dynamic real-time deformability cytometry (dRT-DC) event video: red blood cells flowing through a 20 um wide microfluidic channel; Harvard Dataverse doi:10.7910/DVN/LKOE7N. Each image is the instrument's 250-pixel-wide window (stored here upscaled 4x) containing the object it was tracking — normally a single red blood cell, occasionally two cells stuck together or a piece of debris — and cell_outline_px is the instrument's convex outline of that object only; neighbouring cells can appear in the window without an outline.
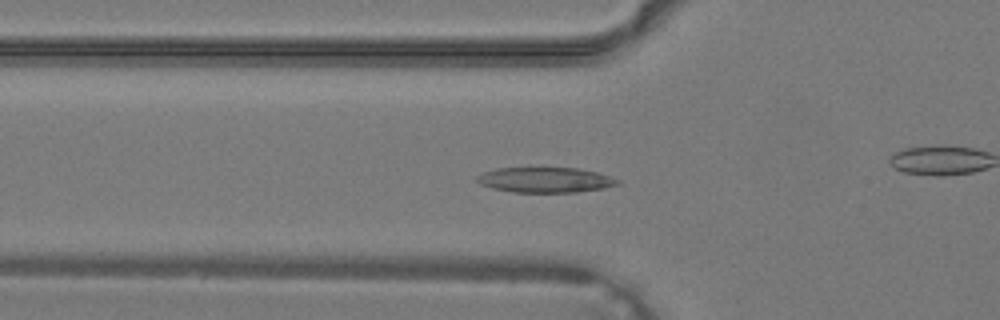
{"species": "common noctule bat (a hibernating species)", "species_latin": "Nyctalus noctula", "temperature_condition": "warm", "stored_images_in_passage": 40, "camera_frame_rate_fps": 3000, "um_per_image_px": 0.085, "animal": {"sex": "male", "body_mass_g": 19.2, "forearm_length_mm": 51.8}, "frame": {"image": 1, "passage_image": 14, "time_ms": 4.333, "image_size_px": [1000, 320], "cell_outline_px": [[620, 184], [604, 188], [576, 192], [512, 192], [492, 188], [480, 184], [476, 180], [476, 176], [484, 172], [496, 168], [576, 168], [596, 172], [620, 180]], "centroid_in_image_um": [46.33, 15.29], "position_along_channel_um": 79.5, "area_um2": 20.58}}
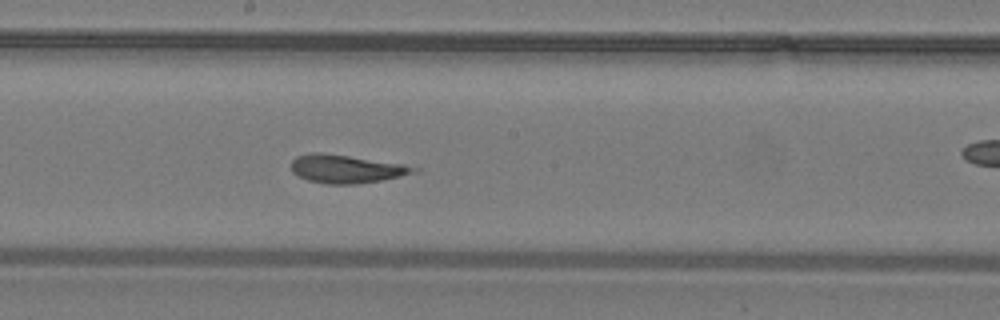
{"frame": {"image": 2, "passage_image": 22, "time_ms": 7.0, "image_size_px": [1000, 320], "cell_outline_px": [[420, 172], [380, 180], [356, 184], [324, 184], [308, 180], [292, 172], [292, 160], [296, 156], [312, 152], [320, 152], [404, 164], [420, 168]], "centroid_in_image_um": [29.45, 14.35], "position_along_channel_um": 218.8, "area_um2": 20.11}}
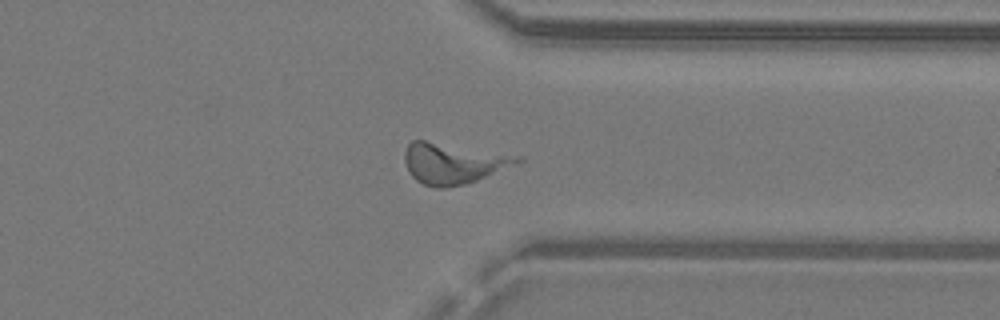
{"frame": {"image": 3, "passage_image": 31, "time_ms": 10.0, "image_size_px": [1000, 320], "cell_outline_px": [[524, 160], [520, 164], [476, 180], [464, 184], [444, 188], [436, 188], [424, 184], [416, 180], [408, 172], [404, 160], [404, 152], [408, 144], [412, 140], [424, 140], [524, 156]], "centroid_in_image_um": [38.56, 13.87], "position_along_channel_um": 372.8, "area_um2": 27.05}}